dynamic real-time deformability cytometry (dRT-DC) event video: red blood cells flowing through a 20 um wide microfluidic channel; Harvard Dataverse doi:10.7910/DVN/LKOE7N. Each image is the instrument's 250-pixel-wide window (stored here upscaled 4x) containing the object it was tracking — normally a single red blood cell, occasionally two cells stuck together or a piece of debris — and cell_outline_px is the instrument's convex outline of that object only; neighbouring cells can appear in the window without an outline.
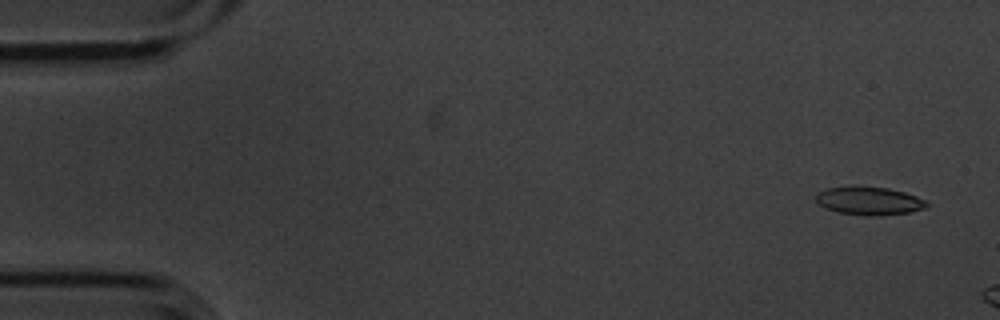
{"species": "common noctule bat (a hibernating species)", "species_latin": "Nyctalus noctula", "temperature_condition": "cold", "stored_images_in_passage": 5, "camera_frame_rate_fps": 3000, "um_per_image_px": 0.085, "animal": {"sex": "male", "body_mass_g": 20.1, "forearm_length_mm": 53.5}, "frame": {"image": 1, "passage_image": 1, "time_ms": 0.0, "image_size_px": [1000, 320], "cell_outline_px": [[932, 204], [924, 208], [912, 212], [880, 216], [864, 216], [840, 212], [828, 208], [820, 204], [816, 200], [816, 196], [820, 192], [828, 188], [888, 188], [904, 192], [928, 200]], "centroid_in_image_um": [74.01, 17.11], "position_along_channel_um": 11.0, "area_um2": 17.74}}